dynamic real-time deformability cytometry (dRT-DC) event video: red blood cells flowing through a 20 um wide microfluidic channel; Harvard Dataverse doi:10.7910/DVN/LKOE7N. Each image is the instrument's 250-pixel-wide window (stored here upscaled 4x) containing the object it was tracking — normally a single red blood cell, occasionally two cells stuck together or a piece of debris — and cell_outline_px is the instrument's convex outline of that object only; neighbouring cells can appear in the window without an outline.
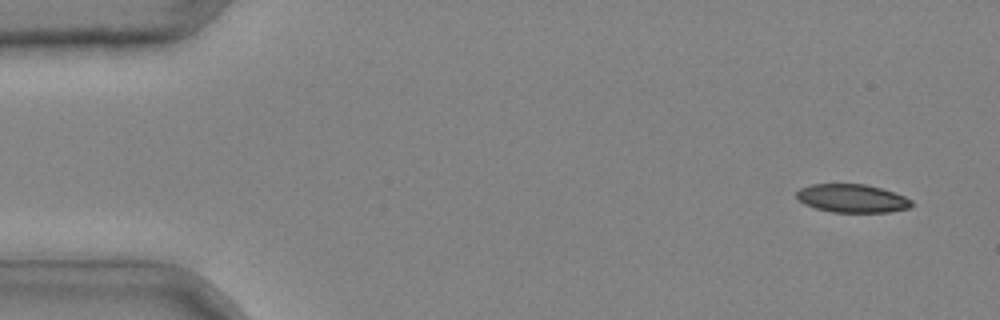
{"species": "common noctule bat (a hibernating species)", "species_latin": "Nyctalus noctula", "temperature_condition": "cold", "stored_images_in_passage": 42, "camera_frame_rate_fps": 3000, "um_per_image_px": 0.085, "animal": {"sex": "male", "body_mass_g": 20.4}, "frame": {"image": 1, "passage_image": 3, "time_ms": 0.667, "image_size_px": [1000, 320], "cell_outline_px": [[912, 204], [908, 208], [888, 212], [832, 212], [816, 208], [804, 204], [796, 196], [796, 192], [800, 188], [812, 184], [864, 184], [880, 188], [904, 196], [912, 200]], "centroid_in_image_um": [72.41, 16.86], "position_along_channel_um": 12.6, "area_um2": 18.79}}
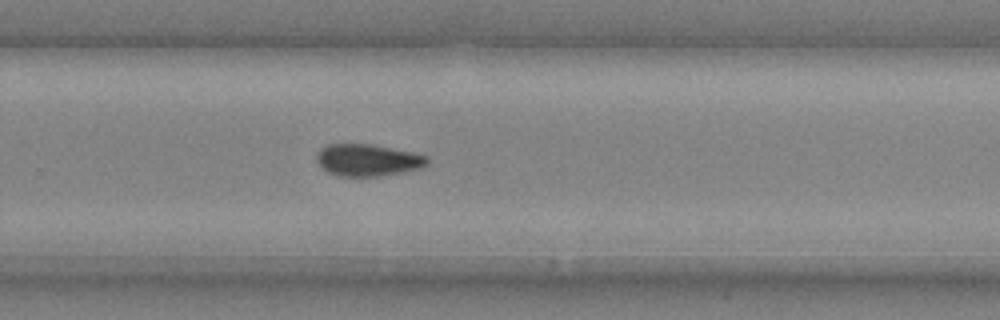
{"frame": {"image": 2, "passage_image": 29, "time_ms": 9.333, "image_size_px": [1000, 320], "cell_outline_px": [[428, 164], [424, 168], [376, 176], [336, 176], [328, 172], [316, 160], [316, 152], [320, 148], [328, 144], [372, 144], [416, 152], [428, 156]], "centroid_in_image_um": [31.28, 13.59], "position_along_channel_um": 298.5, "area_um2": 20.81}}
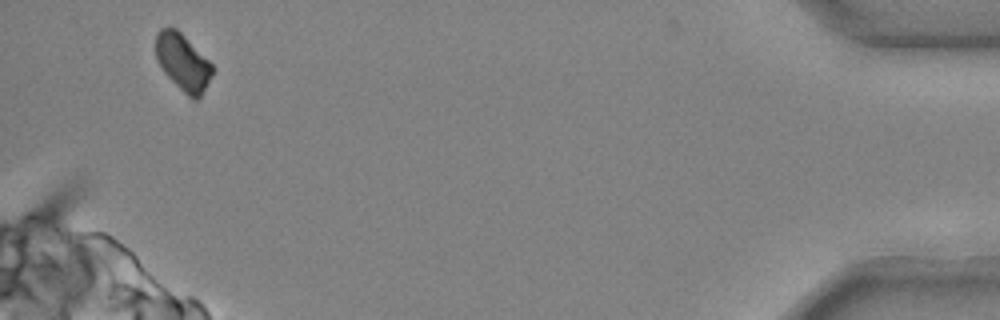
{"frame": {"image": 3, "passage_image": 41, "time_ms": 13.333, "image_size_px": [1000, 320], "cell_outline_px": [[212, 72], [200, 96], [196, 100], [192, 100], [164, 72], [156, 60], [156, 32], [160, 28], [176, 28], [212, 64]], "centroid_in_image_um": [15.5, 5.27], "position_along_channel_um": 419.7, "area_um2": 18.15}}